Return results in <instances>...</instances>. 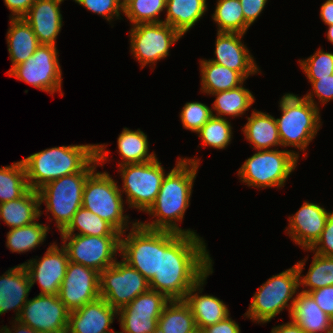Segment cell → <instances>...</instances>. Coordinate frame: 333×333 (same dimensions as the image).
Returning a JSON list of instances; mask_svg holds the SVG:
<instances>
[{
	"label": "cell",
	"instance_id": "8fae6325",
	"mask_svg": "<svg viewBox=\"0 0 333 333\" xmlns=\"http://www.w3.org/2000/svg\"><path fill=\"white\" fill-rule=\"evenodd\" d=\"M130 229L126 236L121 234L119 256L150 282L159 273L160 230L145 228L139 222Z\"/></svg>",
	"mask_w": 333,
	"mask_h": 333
},
{
	"label": "cell",
	"instance_id": "9a60e30c",
	"mask_svg": "<svg viewBox=\"0 0 333 333\" xmlns=\"http://www.w3.org/2000/svg\"><path fill=\"white\" fill-rule=\"evenodd\" d=\"M170 300L162 293L149 289L127 306L118 310L122 331L118 333H153L165 305Z\"/></svg>",
	"mask_w": 333,
	"mask_h": 333
},
{
	"label": "cell",
	"instance_id": "ac0fdd59",
	"mask_svg": "<svg viewBox=\"0 0 333 333\" xmlns=\"http://www.w3.org/2000/svg\"><path fill=\"white\" fill-rule=\"evenodd\" d=\"M69 311L58 295H37L28 299L19 317L27 326L37 330H67Z\"/></svg>",
	"mask_w": 333,
	"mask_h": 333
},
{
	"label": "cell",
	"instance_id": "7dc6e473",
	"mask_svg": "<svg viewBox=\"0 0 333 333\" xmlns=\"http://www.w3.org/2000/svg\"><path fill=\"white\" fill-rule=\"evenodd\" d=\"M243 8L245 22L251 26L258 19L268 0H239Z\"/></svg>",
	"mask_w": 333,
	"mask_h": 333
},
{
	"label": "cell",
	"instance_id": "836d02e7",
	"mask_svg": "<svg viewBox=\"0 0 333 333\" xmlns=\"http://www.w3.org/2000/svg\"><path fill=\"white\" fill-rule=\"evenodd\" d=\"M313 254L312 263L306 275L301 273L309 257L295 264L299 272L300 288L303 286L301 291L305 293L333 285V257Z\"/></svg>",
	"mask_w": 333,
	"mask_h": 333
},
{
	"label": "cell",
	"instance_id": "ee69618b",
	"mask_svg": "<svg viewBox=\"0 0 333 333\" xmlns=\"http://www.w3.org/2000/svg\"><path fill=\"white\" fill-rule=\"evenodd\" d=\"M312 89L304 97L308 99L314 106L318 107L321 102L322 106L333 100V74L325 77H307ZM318 98V103L315 98Z\"/></svg>",
	"mask_w": 333,
	"mask_h": 333
},
{
	"label": "cell",
	"instance_id": "83f0119b",
	"mask_svg": "<svg viewBox=\"0 0 333 333\" xmlns=\"http://www.w3.org/2000/svg\"><path fill=\"white\" fill-rule=\"evenodd\" d=\"M7 47L11 59L10 70L26 61L40 46L38 38L24 18H10Z\"/></svg>",
	"mask_w": 333,
	"mask_h": 333
},
{
	"label": "cell",
	"instance_id": "db71d44e",
	"mask_svg": "<svg viewBox=\"0 0 333 333\" xmlns=\"http://www.w3.org/2000/svg\"><path fill=\"white\" fill-rule=\"evenodd\" d=\"M328 30H326V38L328 39V41H330L333 44V25L328 26L327 28Z\"/></svg>",
	"mask_w": 333,
	"mask_h": 333
},
{
	"label": "cell",
	"instance_id": "c3c4849f",
	"mask_svg": "<svg viewBox=\"0 0 333 333\" xmlns=\"http://www.w3.org/2000/svg\"><path fill=\"white\" fill-rule=\"evenodd\" d=\"M201 333H241L239 324L230 315L213 325L203 328Z\"/></svg>",
	"mask_w": 333,
	"mask_h": 333
},
{
	"label": "cell",
	"instance_id": "d4e9b609",
	"mask_svg": "<svg viewBox=\"0 0 333 333\" xmlns=\"http://www.w3.org/2000/svg\"><path fill=\"white\" fill-rule=\"evenodd\" d=\"M289 317L306 333H328L333 329V319L315 302L309 293L298 291Z\"/></svg>",
	"mask_w": 333,
	"mask_h": 333
},
{
	"label": "cell",
	"instance_id": "ffe728a7",
	"mask_svg": "<svg viewBox=\"0 0 333 333\" xmlns=\"http://www.w3.org/2000/svg\"><path fill=\"white\" fill-rule=\"evenodd\" d=\"M330 212L316 203L304 201L301 208L288 217L286 234L304 251L310 249L320 238Z\"/></svg>",
	"mask_w": 333,
	"mask_h": 333
},
{
	"label": "cell",
	"instance_id": "d6986e66",
	"mask_svg": "<svg viewBox=\"0 0 333 333\" xmlns=\"http://www.w3.org/2000/svg\"><path fill=\"white\" fill-rule=\"evenodd\" d=\"M215 41V58L209 61L223 65L239 72L245 79L256 75L260 68L248 47L242 41L244 34L217 32Z\"/></svg>",
	"mask_w": 333,
	"mask_h": 333
},
{
	"label": "cell",
	"instance_id": "7c38bea8",
	"mask_svg": "<svg viewBox=\"0 0 333 333\" xmlns=\"http://www.w3.org/2000/svg\"><path fill=\"white\" fill-rule=\"evenodd\" d=\"M130 52L141 65H156L157 61L169 56V50L182 35L170 25L159 23H139L129 30Z\"/></svg>",
	"mask_w": 333,
	"mask_h": 333
},
{
	"label": "cell",
	"instance_id": "4dcf8cb0",
	"mask_svg": "<svg viewBox=\"0 0 333 333\" xmlns=\"http://www.w3.org/2000/svg\"><path fill=\"white\" fill-rule=\"evenodd\" d=\"M117 151L121 156L118 167L124 164L145 163L157 158L155 152L149 151L147 135L141 130L123 128L117 138Z\"/></svg>",
	"mask_w": 333,
	"mask_h": 333
},
{
	"label": "cell",
	"instance_id": "52a82bcc",
	"mask_svg": "<svg viewBox=\"0 0 333 333\" xmlns=\"http://www.w3.org/2000/svg\"><path fill=\"white\" fill-rule=\"evenodd\" d=\"M299 288V272L293 265L273 275L257 289L244 316L252 322L266 324L285 308L290 314Z\"/></svg>",
	"mask_w": 333,
	"mask_h": 333
},
{
	"label": "cell",
	"instance_id": "f5cc1de1",
	"mask_svg": "<svg viewBox=\"0 0 333 333\" xmlns=\"http://www.w3.org/2000/svg\"><path fill=\"white\" fill-rule=\"evenodd\" d=\"M12 329L9 328V333H39L37 330L27 326L18 319L13 320ZM13 331V332H12Z\"/></svg>",
	"mask_w": 333,
	"mask_h": 333
},
{
	"label": "cell",
	"instance_id": "e575fe53",
	"mask_svg": "<svg viewBox=\"0 0 333 333\" xmlns=\"http://www.w3.org/2000/svg\"><path fill=\"white\" fill-rule=\"evenodd\" d=\"M75 233V231H77ZM60 235L121 236L110 223L81 207Z\"/></svg>",
	"mask_w": 333,
	"mask_h": 333
},
{
	"label": "cell",
	"instance_id": "8992f818",
	"mask_svg": "<svg viewBox=\"0 0 333 333\" xmlns=\"http://www.w3.org/2000/svg\"><path fill=\"white\" fill-rule=\"evenodd\" d=\"M95 169L86 179L82 207L110 223L119 233L129 230V215L124 214L123 195L118 182L108 172Z\"/></svg>",
	"mask_w": 333,
	"mask_h": 333
},
{
	"label": "cell",
	"instance_id": "277c9868",
	"mask_svg": "<svg viewBox=\"0 0 333 333\" xmlns=\"http://www.w3.org/2000/svg\"><path fill=\"white\" fill-rule=\"evenodd\" d=\"M97 156V144L52 147L22 159L30 189L38 190L60 177L81 172Z\"/></svg>",
	"mask_w": 333,
	"mask_h": 333
},
{
	"label": "cell",
	"instance_id": "b9f144b4",
	"mask_svg": "<svg viewBox=\"0 0 333 333\" xmlns=\"http://www.w3.org/2000/svg\"><path fill=\"white\" fill-rule=\"evenodd\" d=\"M298 62L306 77H325L333 74V52H326L321 47L314 55Z\"/></svg>",
	"mask_w": 333,
	"mask_h": 333
},
{
	"label": "cell",
	"instance_id": "44dd1931",
	"mask_svg": "<svg viewBox=\"0 0 333 333\" xmlns=\"http://www.w3.org/2000/svg\"><path fill=\"white\" fill-rule=\"evenodd\" d=\"M115 317L117 319L118 311L99 297L83 307L69 312L67 331L68 333L118 332L110 327Z\"/></svg>",
	"mask_w": 333,
	"mask_h": 333
},
{
	"label": "cell",
	"instance_id": "f35d334b",
	"mask_svg": "<svg viewBox=\"0 0 333 333\" xmlns=\"http://www.w3.org/2000/svg\"><path fill=\"white\" fill-rule=\"evenodd\" d=\"M166 10V0H130L123 6V14L130 26L139 23H159L160 13Z\"/></svg>",
	"mask_w": 333,
	"mask_h": 333
},
{
	"label": "cell",
	"instance_id": "f907efd6",
	"mask_svg": "<svg viewBox=\"0 0 333 333\" xmlns=\"http://www.w3.org/2000/svg\"><path fill=\"white\" fill-rule=\"evenodd\" d=\"M320 18L327 26L333 25V0H326L321 5Z\"/></svg>",
	"mask_w": 333,
	"mask_h": 333
},
{
	"label": "cell",
	"instance_id": "ba28073f",
	"mask_svg": "<svg viewBox=\"0 0 333 333\" xmlns=\"http://www.w3.org/2000/svg\"><path fill=\"white\" fill-rule=\"evenodd\" d=\"M299 151L257 150L238 169L240 181L257 189L282 188L299 161Z\"/></svg>",
	"mask_w": 333,
	"mask_h": 333
},
{
	"label": "cell",
	"instance_id": "d590c367",
	"mask_svg": "<svg viewBox=\"0 0 333 333\" xmlns=\"http://www.w3.org/2000/svg\"><path fill=\"white\" fill-rule=\"evenodd\" d=\"M49 225H43L38 221L18 228H12L7 232L6 247L12 253H25L39 247L46 239Z\"/></svg>",
	"mask_w": 333,
	"mask_h": 333
},
{
	"label": "cell",
	"instance_id": "7402d4cb",
	"mask_svg": "<svg viewBox=\"0 0 333 333\" xmlns=\"http://www.w3.org/2000/svg\"><path fill=\"white\" fill-rule=\"evenodd\" d=\"M62 2L64 0H36L23 17L40 44L56 46L57 36L63 26Z\"/></svg>",
	"mask_w": 333,
	"mask_h": 333
},
{
	"label": "cell",
	"instance_id": "ab89813d",
	"mask_svg": "<svg viewBox=\"0 0 333 333\" xmlns=\"http://www.w3.org/2000/svg\"><path fill=\"white\" fill-rule=\"evenodd\" d=\"M197 134L203 142L202 146L223 150L232 141V125L227 118L212 116Z\"/></svg>",
	"mask_w": 333,
	"mask_h": 333
},
{
	"label": "cell",
	"instance_id": "5b68a950",
	"mask_svg": "<svg viewBox=\"0 0 333 333\" xmlns=\"http://www.w3.org/2000/svg\"><path fill=\"white\" fill-rule=\"evenodd\" d=\"M281 118H276L281 147H294L306 151L321 128L320 107L305 97L286 93L279 102Z\"/></svg>",
	"mask_w": 333,
	"mask_h": 333
},
{
	"label": "cell",
	"instance_id": "74e56055",
	"mask_svg": "<svg viewBox=\"0 0 333 333\" xmlns=\"http://www.w3.org/2000/svg\"><path fill=\"white\" fill-rule=\"evenodd\" d=\"M29 189L22 160L0 167V204L19 199Z\"/></svg>",
	"mask_w": 333,
	"mask_h": 333
},
{
	"label": "cell",
	"instance_id": "1f68e13d",
	"mask_svg": "<svg viewBox=\"0 0 333 333\" xmlns=\"http://www.w3.org/2000/svg\"><path fill=\"white\" fill-rule=\"evenodd\" d=\"M244 83L237 88L211 94L216 99L212 104V115L221 118L239 117L246 113L255 103L252 92L245 88ZM216 111V114L214 112Z\"/></svg>",
	"mask_w": 333,
	"mask_h": 333
},
{
	"label": "cell",
	"instance_id": "30bf717a",
	"mask_svg": "<svg viewBox=\"0 0 333 333\" xmlns=\"http://www.w3.org/2000/svg\"><path fill=\"white\" fill-rule=\"evenodd\" d=\"M58 57L59 52L56 46L40 44L32 56L7 71L6 74L51 95L59 92L61 96H64Z\"/></svg>",
	"mask_w": 333,
	"mask_h": 333
},
{
	"label": "cell",
	"instance_id": "f6af8a7d",
	"mask_svg": "<svg viewBox=\"0 0 333 333\" xmlns=\"http://www.w3.org/2000/svg\"><path fill=\"white\" fill-rule=\"evenodd\" d=\"M306 251L317 255L333 257V212H330L320 238L310 249H306Z\"/></svg>",
	"mask_w": 333,
	"mask_h": 333
},
{
	"label": "cell",
	"instance_id": "d6a6232c",
	"mask_svg": "<svg viewBox=\"0 0 333 333\" xmlns=\"http://www.w3.org/2000/svg\"><path fill=\"white\" fill-rule=\"evenodd\" d=\"M157 325L165 333L198 332L192 311L184 300H170L165 305Z\"/></svg>",
	"mask_w": 333,
	"mask_h": 333
},
{
	"label": "cell",
	"instance_id": "60d3db41",
	"mask_svg": "<svg viewBox=\"0 0 333 333\" xmlns=\"http://www.w3.org/2000/svg\"><path fill=\"white\" fill-rule=\"evenodd\" d=\"M212 108L201 102H187L180 112V120L186 130L197 133L212 117Z\"/></svg>",
	"mask_w": 333,
	"mask_h": 333
},
{
	"label": "cell",
	"instance_id": "bcb514c9",
	"mask_svg": "<svg viewBox=\"0 0 333 333\" xmlns=\"http://www.w3.org/2000/svg\"><path fill=\"white\" fill-rule=\"evenodd\" d=\"M317 305L333 319V285L308 292Z\"/></svg>",
	"mask_w": 333,
	"mask_h": 333
},
{
	"label": "cell",
	"instance_id": "5bb4252c",
	"mask_svg": "<svg viewBox=\"0 0 333 333\" xmlns=\"http://www.w3.org/2000/svg\"><path fill=\"white\" fill-rule=\"evenodd\" d=\"M121 236L61 235V244L69 261L94 269L99 273L112 266L120 252Z\"/></svg>",
	"mask_w": 333,
	"mask_h": 333
},
{
	"label": "cell",
	"instance_id": "2e32d148",
	"mask_svg": "<svg viewBox=\"0 0 333 333\" xmlns=\"http://www.w3.org/2000/svg\"><path fill=\"white\" fill-rule=\"evenodd\" d=\"M69 263L68 253L63 246L56 242L50 244L44 256L30 259L22 263L26 268L31 287L37 282L41 288V295H58Z\"/></svg>",
	"mask_w": 333,
	"mask_h": 333
},
{
	"label": "cell",
	"instance_id": "816d5d0a",
	"mask_svg": "<svg viewBox=\"0 0 333 333\" xmlns=\"http://www.w3.org/2000/svg\"><path fill=\"white\" fill-rule=\"evenodd\" d=\"M271 333H306L296 323L289 321L272 328Z\"/></svg>",
	"mask_w": 333,
	"mask_h": 333
},
{
	"label": "cell",
	"instance_id": "6f0895ef",
	"mask_svg": "<svg viewBox=\"0 0 333 333\" xmlns=\"http://www.w3.org/2000/svg\"><path fill=\"white\" fill-rule=\"evenodd\" d=\"M123 6L126 5L130 0H118Z\"/></svg>",
	"mask_w": 333,
	"mask_h": 333
},
{
	"label": "cell",
	"instance_id": "f1b7e54d",
	"mask_svg": "<svg viewBox=\"0 0 333 333\" xmlns=\"http://www.w3.org/2000/svg\"><path fill=\"white\" fill-rule=\"evenodd\" d=\"M206 0H166L164 23L182 36L194 27L207 11Z\"/></svg>",
	"mask_w": 333,
	"mask_h": 333
},
{
	"label": "cell",
	"instance_id": "f546056e",
	"mask_svg": "<svg viewBox=\"0 0 333 333\" xmlns=\"http://www.w3.org/2000/svg\"><path fill=\"white\" fill-rule=\"evenodd\" d=\"M201 91L207 95L239 87L246 79L237 71L223 65L200 60Z\"/></svg>",
	"mask_w": 333,
	"mask_h": 333
},
{
	"label": "cell",
	"instance_id": "681fc988",
	"mask_svg": "<svg viewBox=\"0 0 333 333\" xmlns=\"http://www.w3.org/2000/svg\"><path fill=\"white\" fill-rule=\"evenodd\" d=\"M36 0H4L5 6L11 11L9 18H23Z\"/></svg>",
	"mask_w": 333,
	"mask_h": 333
},
{
	"label": "cell",
	"instance_id": "9f6ffc18",
	"mask_svg": "<svg viewBox=\"0 0 333 333\" xmlns=\"http://www.w3.org/2000/svg\"><path fill=\"white\" fill-rule=\"evenodd\" d=\"M0 333H9V327L7 325L0 328Z\"/></svg>",
	"mask_w": 333,
	"mask_h": 333
},
{
	"label": "cell",
	"instance_id": "7bdbcfd3",
	"mask_svg": "<svg viewBox=\"0 0 333 333\" xmlns=\"http://www.w3.org/2000/svg\"><path fill=\"white\" fill-rule=\"evenodd\" d=\"M94 14L101 15L108 22L123 19V5L118 0H73ZM115 17V20H113Z\"/></svg>",
	"mask_w": 333,
	"mask_h": 333
},
{
	"label": "cell",
	"instance_id": "680465c9",
	"mask_svg": "<svg viewBox=\"0 0 333 333\" xmlns=\"http://www.w3.org/2000/svg\"><path fill=\"white\" fill-rule=\"evenodd\" d=\"M153 333H165L164 331L160 330L158 327L156 328V330Z\"/></svg>",
	"mask_w": 333,
	"mask_h": 333
},
{
	"label": "cell",
	"instance_id": "e0dca14e",
	"mask_svg": "<svg viewBox=\"0 0 333 333\" xmlns=\"http://www.w3.org/2000/svg\"><path fill=\"white\" fill-rule=\"evenodd\" d=\"M99 279L98 271L69 261L58 294L69 312L100 297Z\"/></svg>",
	"mask_w": 333,
	"mask_h": 333
},
{
	"label": "cell",
	"instance_id": "cb8c5ba5",
	"mask_svg": "<svg viewBox=\"0 0 333 333\" xmlns=\"http://www.w3.org/2000/svg\"><path fill=\"white\" fill-rule=\"evenodd\" d=\"M31 281L23 264L9 268L0 276V316L15 311L17 319L28 301Z\"/></svg>",
	"mask_w": 333,
	"mask_h": 333
},
{
	"label": "cell",
	"instance_id": "9c48e42d",
	"mask_svg": "<svg viewBox=\"0 0 333 333\" xmlns=\"http://www.w3.org/2000/svg\"><path fill=\"white\" fill-rule=\"evenodd\" d=\"M120 191L127 195L129 208L147 212L155 203L163 179L167 174L158 158L145 163L124 164L119 166Z\"/></svg>",
	"mask_w": 333,
	"mask_h": 333
},
{
	"label": "cell",
	"instance_id": "8d00e7d4",
	"mask_svg": "<svg viewBox=\"0 0 333 333\" xmlns=\"http://www.w3.org/2000/svg\"><path fill=\"white\" fill-rule=\"evenodd\" d=\"M212 19L217 24V32L246 34L250 27L244 20L239 0H217Z\"/></svg>",
	"mask_w": 333,
	"mask_h": 333
},
{
	"label": "cell",
	"instance_id": "603a6c76",
	"mask_svg": "<svg viewBox=\"0 0 333 333\" xmlns=\"http://www.w3.org/2000/svg\"><path fill=\"white\" fill-rule=\"evenodd\" d=\"M213 268L186 294L184 301L189 305L198 331L226 319L230 315L227 305L213 295H200ZM196 292V293H195Z\"/></svg>",
	"mask_w": 333,
	"mask_h": 333
},
{
	"label": "cell",
	"instance_id": "4fadbf2b",
	"mask_svg": "<svg viewBox=\"0 0 333 333\" xmlns=\"http://www.w3.org/2000/svg\"><path fill=\"white\" fill-rule=\"evenodd\" d=\"M100 297L117 311L150 289L149 281L123 260L100 272Z\"/></svg>",
	"mask_w": 333,
	"mask_h": 333
},
{
	"label": "cell",
	"instance_id": "3957f363",
	"mask_svg": "<svg viewBox=\"0 0 333 333\" xmlns=\"http://www.w3.org/2000/svg\"><path fill=\"white\" fill-rule=\"evenodd\" d=\"M107 145L97 144V156L81 171L52 180L40 189V205H46V213L52 215L59 232H62L71 222L73 215L82 207L83 190L87 177L98 166H103L108 160Z\"/></svg>",
	"mask_w": 333,
	"mask_h": 333
},
{
	"label": "cell",
	"instance_id": "6da1fadb",
	"mask_svg": "<svg viewBox=\"0 0 333 333\" xmlns=\"http://www.w3.org/2000/svg\"><path fill=\"white\" fill-rule=\"evenodd\" d=\"M203 237L160 230L159 273L150 289L169 300H184L187 292L212 268L214 262Z\"/></svg>",
	"mask_w": 333,
	"mask_h": 333
},
{
	"label": "cell",
	"instance_id": "484cf974",
	"mask_svg": "<svg viewBox=\"0 0 333 333\" xmlns=\"http://www.w3.org/2000/svg\"><path fill=\"white\" fill-rule=\"evenodd\" d=\"M43 213L40 210L39 193L33 189H29L19 199L0 204V220L10 229L30 225L39 220Z\"/></svg>",
	"mask_w": 333,
	"mask_h": 333
},
{
	"label": "cell",
	"instance_id": "4316f807",
	"mask_svg": "<svg viewBox=\"0 0 333 333\" xmlns=\"http://www.w3.org/2000/svg\"><path fill=\"white\" fill-rule=\"evenodd\" d=\"M242 128L245 139L255 150H271L281 146L275 117L254 109Z\"/></svg>",
	"mask_w": 333,
	"mask_h": 333
},
{
	"label": "cell",
	"instance_id": "11a10c76",
	"mask_svg": "<svg viewBox=\"0 0 333 333\" xmlns=\"http://www.w3.org/2000/svg\"><path fill=\"white\" fill-rule=\"evenodd\" d=\"M39 333H68L67 330H60V331H44Z\"/></svg>",
	"mask_w": 333,
	"mask_h": 333
},
{
	"label": "cell",
	"instance_id": "7a4b0ae2",
	"mask_svg": "<svg viewBox=\"0 0 333 333\" xmlns=\"http://www.w3.org/2000/svg\"><path fill=\"white\" fill-rule=\"evenodd\" d=\"M200 160L178 157L175 167L165 175L155 203L146 212L155 220L138 221L152 230L172 231L180 234L198 235L195 230L179 228L190 205L192 188L200 166ZM177 221V222H176Z\"/></svg>",
	"mask_w": 333,
	"mask_h": 333
}]
</instances>
